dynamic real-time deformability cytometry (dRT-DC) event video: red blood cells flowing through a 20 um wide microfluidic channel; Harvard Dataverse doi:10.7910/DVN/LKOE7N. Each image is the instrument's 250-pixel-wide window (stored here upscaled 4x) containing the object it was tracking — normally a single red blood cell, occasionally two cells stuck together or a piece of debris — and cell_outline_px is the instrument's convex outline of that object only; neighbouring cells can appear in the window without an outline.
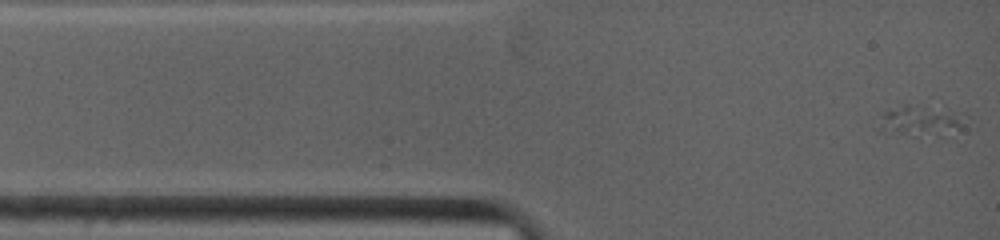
{"species": "common noctule bat (a hibernating species)", "species_latin": "Nyctalus noctula", "temperature_condition": "warm", "stored_images_in_passage": 60, "camera_frame_rate_fps": 4500, "um_per_image_px": 0.085, "animal": {"sex": "female", "body_mass_g": 19.0, "forearm_length_mm": 53.3}, "frame": {"image": 1, "passage_image": 1, "time_ms": 0.0, "image_size_px": [1000, 240], "cell_outline_px": [[960, 128], [936, 136], [916, 136], [880, 132], [876, 128], [880, 116], [884, 112], [904, 104], [952, 112], [960, 124]], "centroid_in_image_um": [77.96, 10.32], "position_along_channel_um": 7.0, "area_um2": 14.45}}
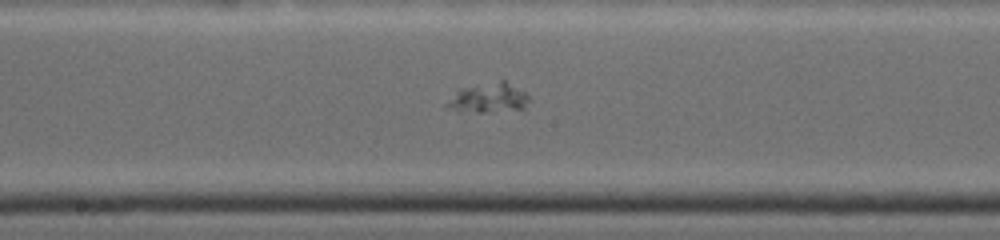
{"frame": {"image": 2, "passage_image": 25, "time_ms": 6.222, "image_size_px": [1000, 240], "cell_outline_px": [[528, 100], [524, 108], [492, 112], [476, 112], [448, 108], [444, 104], [456, 88], [500, 80], [504, 80], [524, 92], [528, 96]], "centroid_in_image_um": [41.45, 8.3], "position_along_channel_um": 206.7, "area_um2": 14.22}}
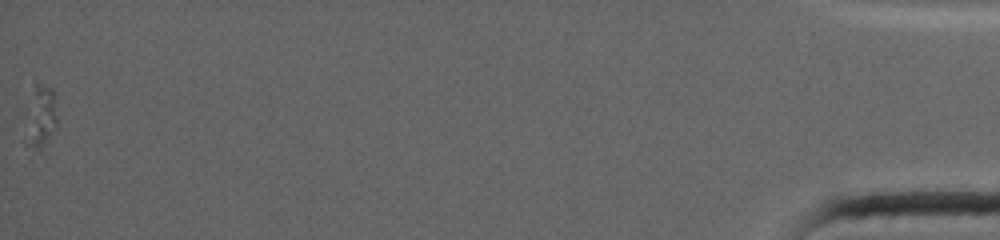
{"frame": {"image": 3, "passage_image": 60, "time_ms": 16.444, "image_size_px": [1000, 240], "cell_outline_px": [[56, 124], [40, 148], [36, 148], [24, 144], [24, 140], [36, 80], [52, 88], [56, 92]], "centroid_in_image_um": [3.49, 9.83], "position_along_channel_um": 431.7, "area_um2": 10.81}}